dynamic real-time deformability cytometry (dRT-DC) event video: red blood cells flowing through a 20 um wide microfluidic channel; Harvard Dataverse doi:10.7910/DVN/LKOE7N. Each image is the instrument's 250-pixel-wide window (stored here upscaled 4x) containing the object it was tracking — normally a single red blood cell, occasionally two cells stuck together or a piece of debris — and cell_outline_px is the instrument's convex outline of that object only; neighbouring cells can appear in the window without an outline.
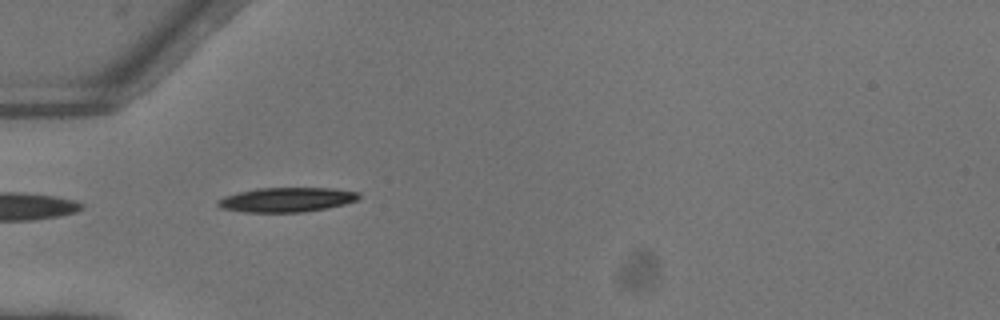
{"species": "common noctule bat (a hibernating species)", "species_latin": "Nyctalus noctula", "temperature_condition": "warm", "stored_images_in_passage": 35, "camera_frame_rate_fps": 3000, "um_per_image_px": 0.085, "animal": {"sex": "female"}, "frame": {"image": 1, "passage_image": 1, "time_ms": 0.0, "image_size_px": [1000, 320], "cell_outline_px": [[360, 196], [356, 200], [344, 204], [328, 208], [304, 212], [244, 212], [220, 208], [216, 204], [216, 200], [224, 196], [256, 188], [332, 188], [360, 192]], "centroid_in_image_um": [24.35, 16.97], "position_along_channel_um": 60.7, "area_um2": 20.23}}
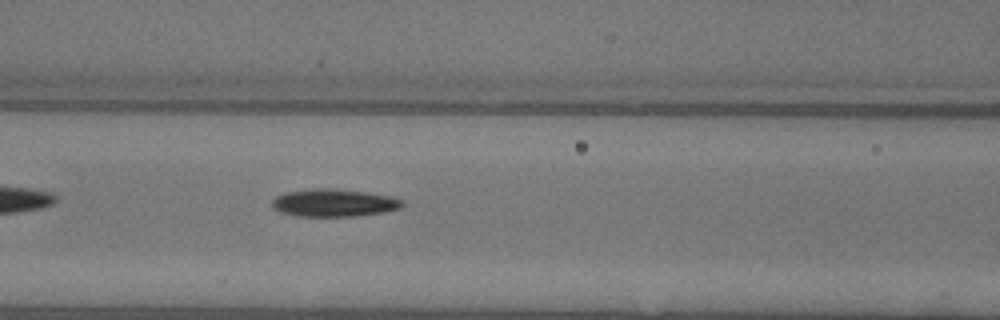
{"frame": {"image": 2, "passage_image": 7, "time_ms": 2.0, "image_size_px": [1000, 320], "cell_outline_px": [[404, 204], [400, 208], [384, 212], [356, 216], [296, 216], [280, 212], [272, 208], [272, 200], [276, 196], [284, 192], [312, 188], [336, 188], [368, 192], [396, 196], [404, 200]], "centroid_in_image_um": [28.41, 17.22], "position_along_channel_um": 138.2, "area_um2": 21.44}}
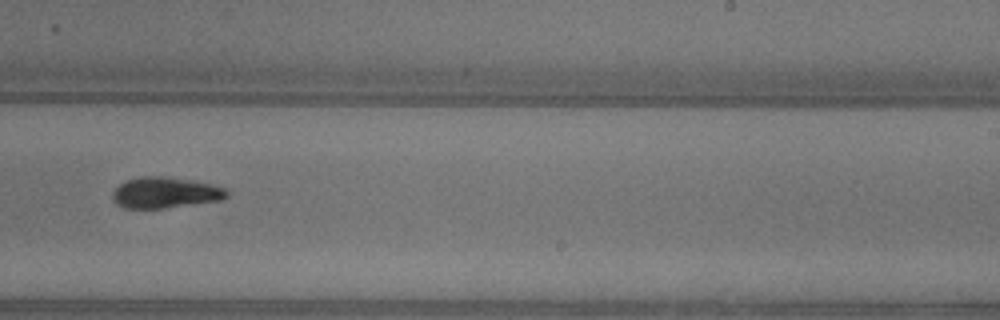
{"frame": {"image": 3, "passage_image": 17, "time_ms": 5.333, "image_size_px": [1000, 320], "cell_outline_px": [[228, 196], [220, 200], [164, 208], [124, 208], [116, 204], [112, 200], [112, 192], [120, 184], [128, 180], [144, 176], [164, 176], [188, 180], [208, 184], [224, 188], [228, 192]], "centroid_in_image_um": [13.99, 16.38], "position_along_channel_um": 275.0, "area_um2": 20.29}, "authors_computed_cell_mechanics": {"area_um2": 20.2878, "velocity_mm_per_s": 4.1142, "shape_relaxation_time_tau1_ms": 3.566, "shape_relaxation_time_tau2_ms": 3.1198, "deformation_change_tau1": 0.1733, "deformation_change_tau2": 0.0961}}